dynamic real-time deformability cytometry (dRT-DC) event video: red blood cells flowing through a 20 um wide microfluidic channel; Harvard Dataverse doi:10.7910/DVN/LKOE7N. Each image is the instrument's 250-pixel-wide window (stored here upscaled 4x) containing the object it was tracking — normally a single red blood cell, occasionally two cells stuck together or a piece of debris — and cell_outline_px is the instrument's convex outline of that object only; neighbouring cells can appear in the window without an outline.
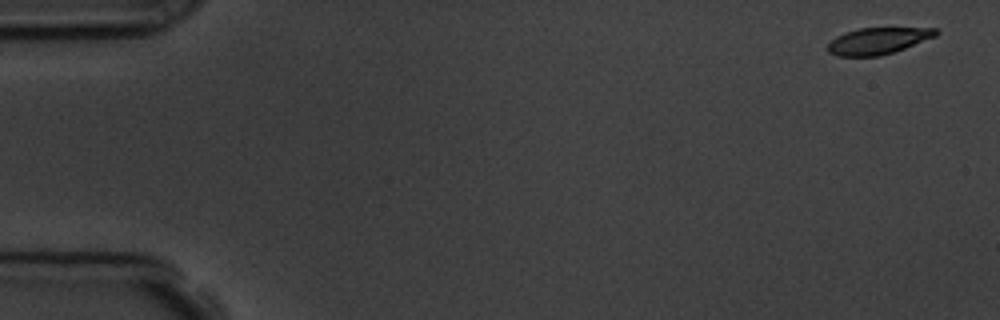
{"species": "common noctule bat (a hibernating species)", "species_latin": "Nyctalus noctula", "temperature_condition": "room temperature", "stored_images_in_passage": 5, "camera_frame_rate_fps": 3000, "um_per_image_px": 0.085, "animal": {"sex": "male", "body_mass_g": 19.5, "forearm_length_mm": 54.6}, "frame": {"image": 1, "passage_image": 1, "time_ms": 0.0, "image_size_px": [1000, 320], "cell_outline_px": [[940, 32], [936, 36], [904, 48], [880, 56], [836, 56], [828, 52], [828, 44], [836, 36], [844, 32], [860, 28], [936, 28]], "centroid_in_image_um": [74.61, 3.47], "position_along_channel_um": 10.4, "area_um2": 16.65}}
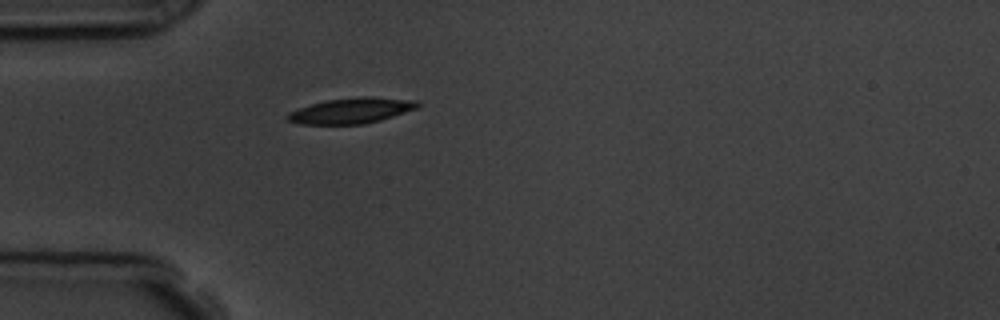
{"frame": {"image": 2, "passage_image": 5, "time_ms": 4.667, "image_size_px": [1000, 320], "cell_outline_px": [[420, 108], [380, 120], [364, 124], [300, 124], [288, 120], [284, 116], [288, 112], [312, 104], [328, 100], [360, 96], [372, 96], [416, 100], [420, 104]], "centroid_in_image_um": [29.91, 9.4], "position_along_channel_um": 55.1, "area_um2": 19.48}}